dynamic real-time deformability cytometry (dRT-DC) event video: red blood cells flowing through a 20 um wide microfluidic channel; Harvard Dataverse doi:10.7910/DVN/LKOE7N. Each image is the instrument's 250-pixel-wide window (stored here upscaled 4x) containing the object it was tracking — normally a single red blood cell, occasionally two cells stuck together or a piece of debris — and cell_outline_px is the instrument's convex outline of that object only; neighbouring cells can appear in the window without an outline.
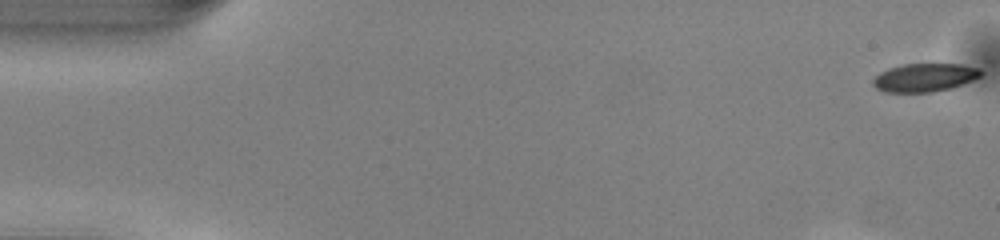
{"species": "common noctule bat (a hibernating species)", "species_latin": "Nyctalus noctula", "temperature_condition": "warm", "stored_images_in_passage": 50, "camera_frame_rate_fps": 3000, "um_per_image_px": 0.085, "animal": {"sex": "male", "body_mass_g": 13.0, "forearm_length_mm": 53.1}, "frame": {"image": 1, "passage_image": 1, "time_ms": 0.0, "image_size_px": [1000, 240], "cell_outline_px": [[984, 72], [980, 76], [972, 80], [952, 88], [932, 92], [884, 92], [876, 88], [872, 84], [872, 80], [880, 72], [888, 68], [904, 64], [960, 64], [980, 68]], "centroid_in_image_um": [78.59, 6.59], "position_along_channel_um": 6.4, "area_um2": 17.86}}
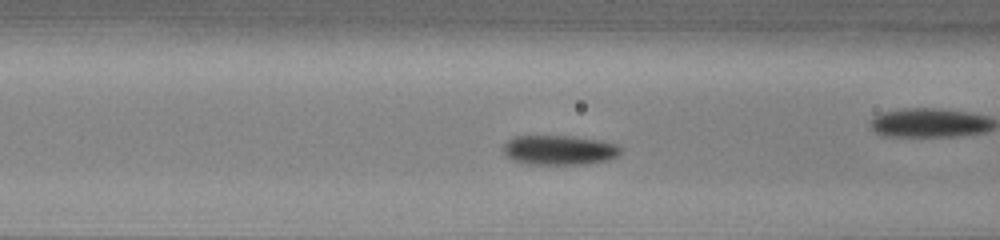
{"frame": {"image": 2, "passage_image": 18, "time_ms": 5.667, "image_size_px": [1000, 240], "cell_outline_px": [[624, 148], [620, 156], [608, 160], [592, 164], [528, 164], [512, 160], [504, 152], [504, 144], [508, 140], [516, 136], [572, 136], [600, 140], [620, 144]], "centroid_in_image_um": [47.65, 12.76], "position_along_channel_um": 119.0, "area_um2": 20.63}}
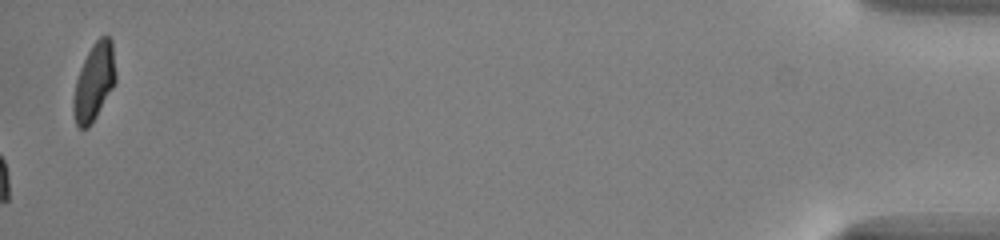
{"frame": {"image": 3, "passage_image": 50, "time_ms": 16.333, "image_size_px": [1000, 240], "cell_outline_px": [[116, 80], [112, 88], [92, 124], [88, 128], [80, 128], [76, 124], [72, 112], [72, 100], [76, 80], [80, 68], [92, 44], [100, 36], [108, 36], [112, 40], [116, 72]], "centroid_in_image_um": [7.99, 6.97], "position_along_channel_um": 427.2, "area_um2": 19.13}, "authors_computed_cell_mechanics": {"area_um2": 19.5942, "velocity_mm_per_s": 4.0548, "shape_relaxation_time_tau1_ms": 1.879, "shape_relaxation_time_tau2_ms": 3.5645, "deformation_change_tau1": 0.1193, "deformation_change_tau2": 0.0632}}